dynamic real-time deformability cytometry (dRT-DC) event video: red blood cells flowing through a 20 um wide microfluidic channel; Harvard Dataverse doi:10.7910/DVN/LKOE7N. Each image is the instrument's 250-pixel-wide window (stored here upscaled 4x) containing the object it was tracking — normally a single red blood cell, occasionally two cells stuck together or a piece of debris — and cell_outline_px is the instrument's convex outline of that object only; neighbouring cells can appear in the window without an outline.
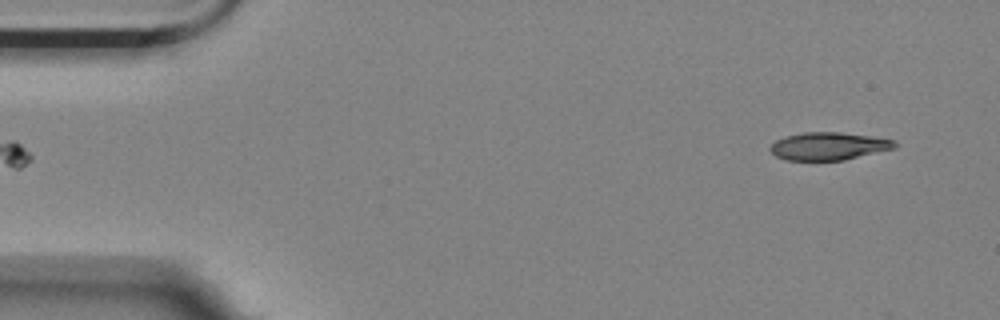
{"species": "Egyptian fruit bat (a non-hibernating species)", "species_latin": "Rousettus aegyptiacus", "temperature_condition": "room temperature", "stored_images_in_passage": 6, "segment_of_instrument_passage": [2, 2], "camera_frame_rate_fps": 3000, "um_per_image_px": 0.085, "animal": {"sex": "female"}, "frame": {"image": 1, "passage_image": 6, "time_ms": 1.667, "image_size_px": [1000, 320], "cell_outline_px": [[896, 148], [844, 160], [784, 160], [776, 156], [768, 148], [776, 140], [788, 136], [804, 132], [840, 132], [872, 136], [896, 140]], "centroid_in_image_um": [70.45, 12.42], "position_along_channel_um": 14.5, "area_um2": 20.11}}